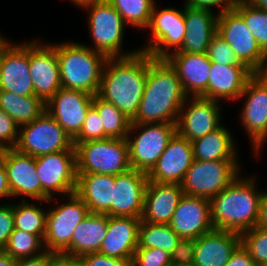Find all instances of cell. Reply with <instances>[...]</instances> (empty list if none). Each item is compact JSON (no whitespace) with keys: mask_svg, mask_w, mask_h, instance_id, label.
<instances>
[{"mask_svg":"<svg viewBox=\"0 0 267 266\" xmlns=\"http://www.w3.org/2000/svg\"><path fill=\"white\" fill-rule=\"evenodd\" d=\"M240 240L257 266H267V230L256 226L241 233Z\"/></svg>","mask_w":267,"mask_h":266,"instance_id":"obj_39","label":"cell"},{"mask_svg":"<svg viewBox=\"0 0 267 266\" xmlns=\"http://www.w3.org/2000/svg\"><path fill=\"white\" fill-rule=\"evenodd\" d=\"M225 266H257L249 253L240 245Z\"/></svg>","mask_w":267,"mask_h":266,"instance_id":"obj_49","label":"cell"},{"mask_svg":"<svg viewBox=\"0 0 267 266\" xmlns=\"http://www.w3.org/2000/svg\"><path fill=\"white\" fill-rule=\"evenodd\" d=\"M19 126L0 108V151L15 148L18 140Z\"/></svg>","mask_w":267,"mask_h":266,"instance_id":"obj_43","label":"cell"},{"mask_svg":"<svg viewBox=\"0 0 267 266\" xmlns=\"http://www.w3.org/2000/svg\"><path fill=\"white\" fill-rule=\"evenodd\" d=\"M56 54L63 88L98 94L106 55L70 41L56 44Z\"/></svg>","mask_w":267,"mask_h":266,"instance_id":"obj_4","label":"cell"},{"mask_svg":"<svg viewBox=\"0 0 267 266\" xmlns=\"http://www.w3.org/2000/svg\"><path fill=\"white\" fill-rule=\"evenodd\" d=\"M240 245L239 233L213 229L196 239L193 266H225Z\"/></svg>","mask_w":267,"mask_h":266,"instance_id":"obj_28","label":"cell"},{"mask_svg":"<svg viewBox=\"0 0 267 266\" xmlns=\"http://www.w3.org/2000/svg\"><path fill=\"white\" fill-rule=\"evenodd\" d=\"M261 195H262V198H267V192H265V191L262 192V191H261Z\"/></svg>","mask_w":267,"mask_h":266,"instance_id":"obj_57","label":"cell"},{"mask_svg":"<svg viewBox=\"0 0 267 266\" xmlns=\"http://www.w3.org/2000/svg\"><path fill=\"white\" fill-rule=\"evenodd\" d=\"M238 163L239 160L194 159L180 183L183 193L211 200L240 176Z\"/></svg>","mask_w":267,"mask_h":266,"instance_id":"obj_7","label":"cell"},{"mask_svg":"<svg viewBox=\"0 0 267 266\" xmlns=\"http://www.w3.org/2000/svg\"><path fill=\"white\" fill-rule=\"evenodd\" d=\"M38 40L29 42V69L34 94L46 103L62 85L56 44H42Z\"/></svg>","mask_w":267,"mask_h":266,"instance_id":"obj_16","label":"cell"},{"mask_svg":"<svg viewBox=\"0 0 267 266\" xmlns=\"http://www.w3.org/2000/svg\"><path fill=\"white\" fill-rule=\"evenodd\" d=\"M85 266H130V262L116 257H109L99 252L80 256Z\"/></svg>","mask_w":267,"mask_h":266,"instance_id":"obj_46","label":"cell"},{"mask_svg":"<svg viewBox=\"0 0 267 266\" xmlns=\"http://www.w3.org/2000/svg\"><path fill=\"white\" fill-rule=\"evenodd\" d=\"M53 266H85L80 257H71L64 254H57Z\"/></svg>","mask_w":267,"mask_h":266,"instance_id":"obj_50","label":"cell"},{"mask_svg":"<svg viewBox=\"0 0 267 266\" xmlns=\"http://www.w3.org/2000/svg\"><path fill=\"white\" fill-rule=\"evenodd\" d=\"M115 175L77 174L75 193L84 201L90 213L111 216Z\"/></svg>","mask_w":267,"mask_h":266,"instance_id":"obj_29","label":"cell"},{"mask_svg":"<svg viewBox=\"0 0 267 266\" xmlns=\"http://www.w3.org/2000/svg\"><path fill=\"white\" fill-rule=\"evenodd\" d=\"M3 251L15 259H25L42 254L45 250L39 235L14 229Z\"/></svg>","mask_w":267,"mask_h":266,"instance_id":"obj_38","label":"cell"},{"mask_svg":"<svg viewBox=\"0 0 267 266\" xmlns=\"http://www.w3.org/2000/svg\"><path fill=\"white\" fill-rule=\"evenodd\" d=\"M157 8L155 3L146 28V30H151L152 39L149 38L147 46L142 47L140 51L156 59H165L182 47L186 34L184 7L183 11L171 7L161 10Z\"/></svg>","mask_w":267,"mask_h":266,"instance_id":"obj_13","label":"cell"},{"mask_svg":"<svg viewBox=\"0 0 267 266\" xmlns=\"http://www.w3.org/2000/svg\"><path fill=\"white\" fill-rule=\"evenodd\" d=\"M0 90L20 96H35L29 69V41L0 46Z\"/></svg>","mask_w":267,"mask_h":266,"instance_id":"obj_15","label":"cell"},{"mask_svg":"<svg viewBox=\"0 0 267 266\" xmlns=\"http://www.w3.org/2000/svg\"><path fill=\"white\" fill-rule=\"evenodd\" d=\"M93 96L83 91L61 87L54 96L45 103V111L73 140L80 132Z\"/></svg>","mask_w":267,"mask_h":266,"instance_id":"obj_19","label":"cell"},{"mask_svg":"<svg viewBox=\"0 0 267 266\" xmlns=\"http://www.w3.org/2000/svg\"><path fill=\"white\" fill-rule=\"evenodd\" d=\"M20 202L21 203L13 204L15 229L39 235L44 239L47 211L39 208L37 204L26 202V200H21Z\"/></svg>","mask_w":267,"mask_h":266,"instance_id":"obj_36","label":"cell"},{"mask_svg":"<svg viewBox=\"0 0 267 266\" xmlns=\"http://www.w3.org/2000/svg\"><path fill=\"white\" fill-rule=\"evenodd\" d=\"M196 239L181 238L170 254L171 266H193Z\"/></svg>","mask_w":267,"mask_h":266,"instance_id":"obj_44","label":"cell"},{"mask_svg":"<svg viewBox=\"0 0 267 266\" xmlns=\"http://www.w3.org/2000/svg\"><path fill=\"white\" fill-rule=\"evenodd\" d=\"M109 138L103 129V123L98 115V112L91 107L85 118L83 126L79 134L73 139V145L84 143L92 140H101Z\"/></svg>","mask_w":267,"mask_h":266,"instance_id":"obj_40","label":"cell"},{"mask_svg":"<svg viewBox=\"0 0 267 266\" xmlns=\"http://www.w3.org/2000/svg\"><path fill=\"white\" fill-rule=\"evenodd\" d=\"M251 5L267 11V0H246Z\"/></svg>","mask_w":267,"mask_h":266,"instance_id":"obj_55","label":"cell"},{"mask_svg":"<svg viewBox=\"0 0 267 266\" xmlns=\"http://www.w3.org/2000/svg\"><path fill=\"white\" fill-rule=\"evenodd\" d=\"M8 197L12 198L11 190L7 180L6 170L3 164V160L0 157V198Z\"/></svg>","mask_w":267,"mask_h":266,"instance_id":"obj_51","label":"cell"},{"mask_svg":"<svg viewBox=\"0 0 267 266\" xmlns=\"http://www.w3.org/2000/svg\"><path fill=\"white\" fill-rule=\"evenodd\" d=\"M207 56L220 65H244L239 62L229 44L216 33L208 46Z\"/></svg>","mask_w":267,"mask_h":266,"instance_id":"obj_41","label":"cell"},{"mask_svg":"<svg viewBox=\"0 0 267 266\" xmlns=\"http://www.w3.org/2000/svg\"><path fill=\"white\" fill-rule=\"evenodd\" d=\"M15 229L13 203L0 205V250H3Z\"/></svg>","mask_w":267,"mask_h":266,"instance_id":"obj_45","label":"cell"},{"mask_svg":"<svg viewBox=\"0 0 267 266\" xmlns=\"http://www.w3.org/2000/svg\"><path fill=\"white\" fill-rule=\"evenodd\" d=\"M169 225L180 238L197 239L212 231L210 200L184 194Z\"/></svg>","mask_w":267,"mask_h":266,"instance_id":"obj_22","label":"cell"},{"mask_svg":"<svg viewBox=\"0 0 267 266\" xmlns=\"http://www.w3.org/2000/svg\"><path fill=\"white\" fill-rule=\"evenodd\" d=\"M0 108L20 127L38 118L45 111V103L36 96H20L0 90Z\"/></svg>","mask_w":267,"mask_h":266,"instance_id":"obj_32","label":"cell"},{"mask_svg":"<svg viewBox=\"0 0 267 266\" xmlns=\"http://www.w3.org/2000/svg\"><path fill=\"white\" fill-rule=\"evenodd\" d=\"M239 98L246 99L240 119L257 154L267 141V73H254Z\"/></svg>","mask_w":267,"mask_h":266,"instance_id":"obj_14","label":"cell"},{"mask_svg":"<svg viewBox=\"0 0 267 266\" xmlns=\"http://www.w3.org/2000/svg\"><path fill=\"white\" fill-rule=\"evenodd\" d=\"M131 264L133 266H171V256L160 248H137Z\"/></svg>","mask_w":267,"mask_h":266,"instance_id":"obj_42","label":"cell"},{"mask_svg":"<svg viewBox=\"0 0 267 266\" xmlns=\"http://www.w3.org/2000/svg\"><path fill=\"white\" fill-rule=\"evenodd\" d=\"M1 34V33H0ZM3 35H0V46L5 42L6 38L2 37Z\"/></svg>","mask_w":267,"mask_h":266,"instance_id":"obj_56","label":"cell"},{"mask_svg":"<svg viewBox=\"0 0 267 266\" xmlns=\"http://www.w3.org/2000/svg\"><path fill=\"white\" fill-rule=\"evenodd\" d=\"M256 182L255 177L238 176L210 200L214 229L241 234L257 226L262 195Z\"/></svg>","mask_w":267,"mask_h":266,"instance_id":"obj_3","label":"cell"},{"mask_svg":"<svg viewBox=\"0 0 267 266\" xmlns=\"http://www.w3.org/2000/svg\"><path fill=\"white\" fill-rule=\"evenodd\" d=\"M175 133L176 123L131 124L126 137L131 168L148 173Z\"/></svg>","mask_w":267,"mask_h":266,"instance_id":"obj_8","label":"cell"},{"mask_svg":"<svg viewBox=\"0 0 267 266\" xmlns=\"http://www.w3.org/2000/svg\"><path fill=\"white\" fill-rule=\"evenodd\" d=\"M233 136L226 127L220 125L214 131L192 142L193 158L203 161L238 160V152Z\"/></svg>","mask_w":267,"mask_h":266,"instance_id":"obj_31","label":"cell"},{"mask_svg":"<svg viewBox=\"0 0 267 266\" xmlns=\"http://www.w3.org/2000/svg\"><path fill=\"white\" fill-rule=\"evenodd\" d=\"M187 97L170 63L148 54L144 94L131 124L176 123Z\"/></svg>","mask_w":267,"mask_h":266,"instance_id":"obj_1","label":"cell"},{"mask_svg":"<svg viewBox=\"0 0 267 266\" xmlns=\"http://www.w3.org/2000/svg\"><path fill=\"white\" fill-rule=\"evenodd\" d=\"M0 157L7 174L8 184L12 197H21L22 200L42 201V185L37 175L36 157L24 154L15 148L0 151ZM25 196V197H24Z\"/></svg>","mask_w":267,"mask_h":266,"instance_id":"obj_18","label":"cell"},{"mask_svg":"<svg viewBox=\"0 0 267 266\" xmlns=\"http://www.w3.org/2000/svg\"><path fill=\"white\" fill-rule=\"evenodd\" d=\"M37 175L42 185V201L51 203L54 194L64 198L76 191V152L61 151L36 157Z\"/></svg>","mask_w":267,"mask_h":266,"instance_id":"obj_12","label":"cell"},{"mask_svg":"<svg viewBox=\"0 0 267 266\" xmlns=\"http://www.w3.org/2000/svg\"><path fill=\"white\" fill-rule=\"evenodd\" d=\"M180 239L169 224H154L141 220L137 248H160L171 254Z\"/></svg>","mask_w":267,"mask_h":266,"instance_id":"obj_34","label":"cell"},{"mask_svg":"<svg viewBox=\"0 0 267 266\" xmlns=\"http://www.w3.org/2000/svg\"><path fill=\"white\" fill-rule=\"evenodd\" d=\"M148 181L147 173L134 169L116 175L111 216L141 218Z\"/></svg>","mask_w":267,"mask_h":266,"instance_id":"obj_21","label":"cell"},{"mask_svg":"<svg viewBox=\"0 0 267 266\" xmlns=\"http://www.w3.org/2000/svg\"><path fill=\"white\" fill-rule=\"evenodd\" d=\"M108 227L106 214L89 213L75 228L70 242V256L98 252Z\"/></svg>","mask_w":267,"mask_h":266,"instance_id":"obj_30","label":"cell"},{"mask_svg":"<svg viewBox=\"0 0 267 266\" xmlns=\"http://www.w3.org/2000/svg\"><path fill=\"white\" fill-rule=\"evenodd\" d=\"M115 10L121 15L126 24L134 28L145 29L148 27L154 0H108Z\"/></svg>","mask_w":267,"mask_h":266,"instance_id":"obj_37","label":"cell"},{"mask_svg":"<svg viewBox=\"0 0 267 266\" xmlns=\"http://www.w3.org/2000/svg\"><path fill=\"white\" fill-rule=\"evenodd\" d=\"M73 2L76 6L80 7L81 9L84 6L90 5V4H94V3H100L106 0H70V2Z\"/></svg>","mask_w":267,"mask_h":266,"instance_id":"obj_54","label":"cell"},{"mask_svg":"<svg viewBox=\"0 0 267 266\" xmlns=\"http://www.w3.org/2000/svg\"><path fill=\"white\" fill-rule=\"evenodd\" d=\"M217 33L229 44L240 63L253 73H267V62L260 55L256 39L232 6L218 14Z\"/></svg>","mask_w":267,"mask_h":266,"instance_id":"obj_11","label":"cell"},{"mask_svg":"<svg viewBox=\"0 0 267 266\" xmlns=\"http://www.w3.org/2000/svg\"><path fill=\"white\" fill-rule=\"evenodd\" d=\"M188 4H190L192 7L195 8H201V9H208L211 11H214L212 8L217 6L220 9L217 13L221 14L225 10H227L230 6L233 0H186Z\"/></svg>","mask_w":267,"mask_h":266,"instance_id":"obj_48","label":"cell"},{"mask_svg":"<svg viewBox=\"0 0 267 266\" xmlns=\"http://www.w3.org/2000/svg\"><path fill=\"white\" fill-rule=\"evenodd\" d=\"M141 218L108 216V227L99 253L132 262L138 247Z\"/></svg>","mask_w":267,"mask_h":266,"instance_id":"obj_23","label":"cell"},{"mask_svg":"<svg viewBox=\"0 0 267 266\" xmlns=\"http://www.w3.org/2000/svg\"><path fill=\"white\" fill-rule=\"evenodd\" d=\"M231 6L242 16L260 47V55L267 62V11L246 0H233Z\"/></svg>","mask_w":267,"mask_h":266,"instance_id":"obj_33","label":"cell"},{"mask_svg":"<svg viewBox=\"0 0 267 266\" xmlns=\"http://www.w3.org/2000/svg\"><path fill=\"white\" fill-rule=\"evenodd\" d=\"M253 74L245 65H220L211 62L208 88L200 97L219 100V103L220 99L236 101Z\"/></svg>","mask_w":267,"mask_h":266,"instance_id":"obj_25","label":"cell"},{"mask_svg":"<svg viewBox=\"0 0 267 266\" xmlns=\"http://www.w3.org/2000/svg\"><path fill=\"white\" fill-rule=\"evenodd\" d=\"M218 102L203 97H187L176 121V133L193 141L217 129L222 121V108Z\"/></svg>","mask_w":267,"mask_h":266,"instance_id":"obj_17","label":"cell"},{"mask_svg":"<svg viewBox=\"0 0 267 266\" xmlns=\"http://www.w3.org/2000/svg\"><path fill=\"white\" fill-rule=\"evenodd\" d=\"M192 142L175 133L157 163L147 173L149 181L180 184L193 162Z\"/></svg>","mask_w":267,"mask_h":266,"instance_id":"obj_20","label":"cell"},{"mask_svg":"<svg viewBox=\"0 0 267 266\" xmlns=\"http://www.w3.org/2000/svg\"><path fill=\"white\" fill-rule=\"evenodd\" d=\"M18 259L6 254L3 250H0V266H18Z\"/></svg>","mask_w":267,"mask_h":266,"instance_id":"obj_53","label":"cell"},{"mask_svg":"<svg viewBox=\"0 0 267 266\" xmlns=\"http://www.w3.org/2000/svg\"><path fill=\"white\" fill-rule=\"evenodd\" d=\"M58 253L52 251H44L42 254L20 259L18 266H53L54 258Z\"/></svg>","mask_w":267,"mask_h":266,"instance_id":"obj_47","label":"cell"},{"mask_svg":"<svg viewBox=\"0 0 267 266\" xmlns=\"http://www.w3.org/2000/svg\"><path fill=\"white\" fill-rule=\"evenodd\" d=\"M77 174H109L120 175L131 170L129 146L126 138H106L77 143Z\"/></svg>","mask_w":267,"mask_h":266,"instance_id":"obj_5","label":"cell"},{"mask_svg":"<svg viewBox=\"0 0 267 266\" xmlns=\"http://www.w3.org/2000/svg\"><path fill=\"white\" fill-rule=\"evenodd\" d=\"M82 9L89 11L88 27L94 44L88 46L89 48L108 58L129 57L140 51L122 52L126 23L108 0L84 6Z\"/></svg>","mask_w":267,"mask_h":266,"instance_id":"obj_6","label":"cell"},{"mask_svg":"<svg viewBox=\"0 0 267 266\" xmlns=\"http://www.w3.org/2000/svg\"><path fill=\"white\" fill-rule=\"evenodd\" d=\"M67 201L47 210L46 233L43 242L46 251L70 256L72 234L90 211L75 192L67 195Z\"/></svg>","mask_w":267,"mask_h":266,"instance_id":"obj_10","label":"cell"},{"mask_svg":"<svg viewBox=\"0 0 267 266\" xmlns=\"http://www.w3.org/2000/svg\"><path fill=\"white\" fill-rule=\"evenodd\" d=\"M92 107L98 112L103 123L104 133L109 138H126L131 120L114 104L103 100L97 94L93 96Z\"/></svg>","mask_w":267,"mask_h":266,"instance_id":"obj_35","label":"cell"},{"mask_svg":"<svg viewBox=\"0 0 267 266\" xmlns=\"http://www.w3.org/2000/svg\"><path fill=\"white\" fill-rule=\"evenodd\" d=\"M208 9L192 7L185 2L186 34L182 47L176 52L207 53L212 37L217 33L218 14Z\"/></svg>","mask_w":267,"mask_h":266,"instance_id":"obj_26","label":"cell"},{"mask_svg":"<svg viewBox=\"0 0 267 266\" xmlns=\"http://www.w3.org/2000/svg\"><path fill=\"white\" fill-rule=\"evenodd\" d=\"M15 149L33 157L75 151L71 137L46 111L31 123L19 127Z\"/></svg>","mask_w":267,"mask_h":266,"instance_id":"obj_9","label":"cell"},{"mask_svg":"<svg viewBox=\"0 0 267 266\" xmlns=\"http://www.w3.org/2000/svg\"><path fill=\"white\" fill-rule=\"evenodd\" d=\"M257 227L267 230V198H261Z\"/></svg>","mask_w":267,"mask_h":266,"instance_id":"obj_52","label":"cell"},{"mask_svg":"<svg viewBox=\"0 0 267 266\" xmlns=\"http://www.w3.org/2000/svg\"><path fill=\"white\" fill-rule=\"evenodd\" d=\"M165 59L175 69L188 97H200L207 90L211 68L207 53L173 52Z\"/></svg>","mask_w":267,"mask_h":266,"instance_id":"obj_24","label":"cell"},{"mask_svg":"<svg viewBox=\"0 0 267 266\" xmlns=\"http://www.w3.org/2000/svg\"><path fill=\"white\" fill-rule=\"evenodd\" d=\"M148 73V53L108 58L102 73L98 96L114 104L131 121L137 115Z\"/></svg>","mask_w":267,"mask_h":266,"instance_id":"obj_2","label":"cell"},{"mask_svg":"<svg viewBox=\"0 0 267 266\" xmlns=\"http://www.w3.org/2000/svg\"><path fill=\"white\" fill-rule=\"evenodd\" d=\"M183 195L180 184L148 181L141 220L154 224H169Z\"/></svg>","mask_w":267,"mask_h":266,"instance_id":"obj_27","label":"cell"}]
</instances>
